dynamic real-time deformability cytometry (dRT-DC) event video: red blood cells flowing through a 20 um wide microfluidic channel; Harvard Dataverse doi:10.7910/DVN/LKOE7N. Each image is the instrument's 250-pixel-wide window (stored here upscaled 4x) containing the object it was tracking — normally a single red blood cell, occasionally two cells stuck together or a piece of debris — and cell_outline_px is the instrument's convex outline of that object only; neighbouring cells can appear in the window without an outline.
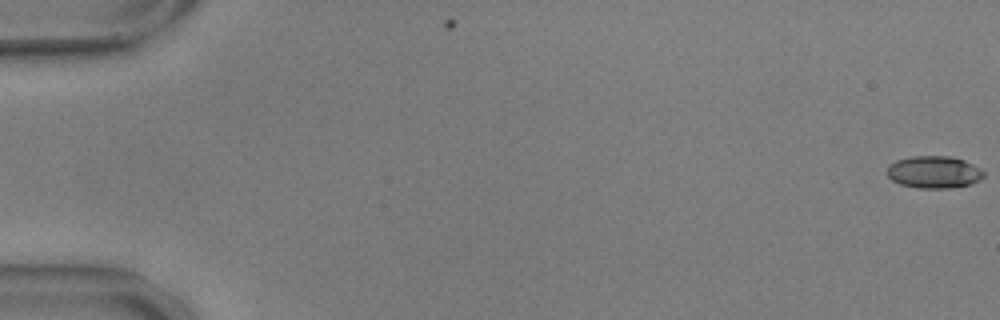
{"species": "common noctule bat (a hibernating species)", "species_latin": "Nyctalus noctula", "temperature_condition": "warm", "stored_images_in_passage": 15, "camera_frame_rate_fps": 3000, "um_per_image_px": 0.085, "animal": {"sex": "male", "body_mass_g": 17.9, "forearm_length_mm": 54.2}, "frame": {"image": 1, "passage_image": 1, "time_ms": 0.0, "image_size_px": [1000, 320], "cell_outline_px": [[984, 176], [980, 180], [972, 184], [948, 188], [920, 188], [900, 184], [892, 180], [888, 176], [888, 164], [896, 160], [912, 156], [948, 156], [964, 160], [980, 168], [984, 172]], "centroid_in_image_um": [79.39, 14.63], "position_along_channel_um": 5.6, "area_um2": 18.15}}
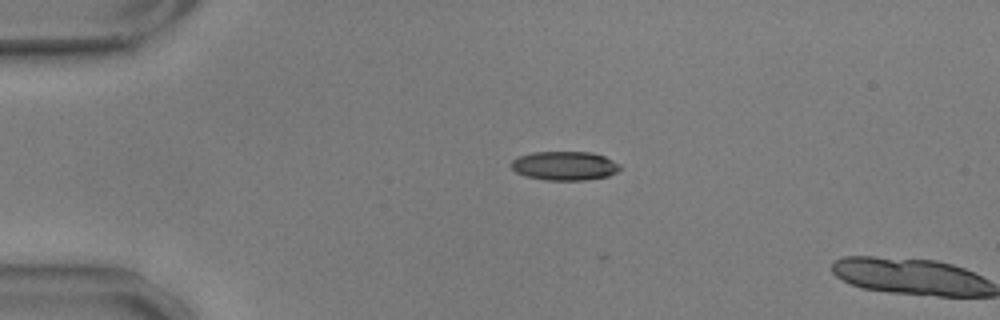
{"frame": {"image": 2, "passage_image": 14, "time_ms": 4.333, "image_size_px": [1000, 320], "cell_outline_px": [[620, 168], [616, 172], [608, 176], [584, 180], [544, 180], [524, 176], [516, 172], [512, 168], [512, 160], [516, 156], [532, 152], [592, 152], [604, 156], [620, 164]], "centroid_in_image_um": [47.96, 14.09], "position_along_channel_um": 37.0, "area_um2": 18.44}}